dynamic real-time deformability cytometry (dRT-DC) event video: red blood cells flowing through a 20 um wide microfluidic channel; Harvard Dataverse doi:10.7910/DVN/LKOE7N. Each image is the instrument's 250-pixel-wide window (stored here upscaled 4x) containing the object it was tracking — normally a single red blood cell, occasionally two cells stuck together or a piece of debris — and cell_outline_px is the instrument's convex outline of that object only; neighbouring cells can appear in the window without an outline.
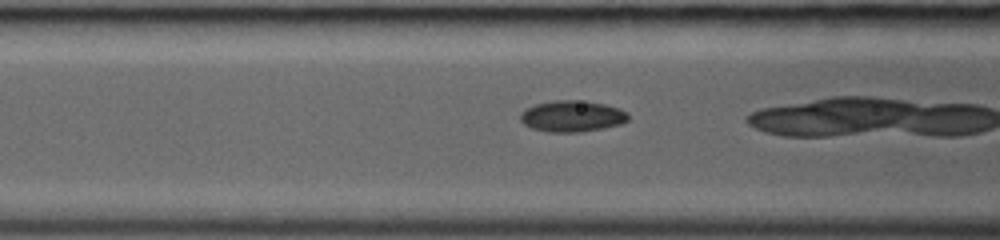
{"species": "common noctule bat (a hibernating species)", "species_latin": "Nyctalus noctula", "temperature_condition": "room temperature", "stored_images_in_passage": 21, "camera_frame_rate_fps": 3000, "um_per_image_px": 0.085, "animal": {"sex": "female", "body_mass_g": 19.0, "forearm_length_mm": 53.3}, "frame": {"image": 1, "passage_image": 14, "time_ms": 4.333, "image_size_px": [1000, 240], "cell_outline_px": [[628, 120], [620, 124], [604, 128], [580, 132], [548, 132], [532, 128], [524, 124], [520, 120], [520, 112], [524, 108], [536, 104], [556, 100], [576, 100], [604, 104], [620, 108], [628, 112]], "centroid_in_image_um": [48.61, 9.88], "position_along_channel_um": 118.0, "area_um2": 19.71}}